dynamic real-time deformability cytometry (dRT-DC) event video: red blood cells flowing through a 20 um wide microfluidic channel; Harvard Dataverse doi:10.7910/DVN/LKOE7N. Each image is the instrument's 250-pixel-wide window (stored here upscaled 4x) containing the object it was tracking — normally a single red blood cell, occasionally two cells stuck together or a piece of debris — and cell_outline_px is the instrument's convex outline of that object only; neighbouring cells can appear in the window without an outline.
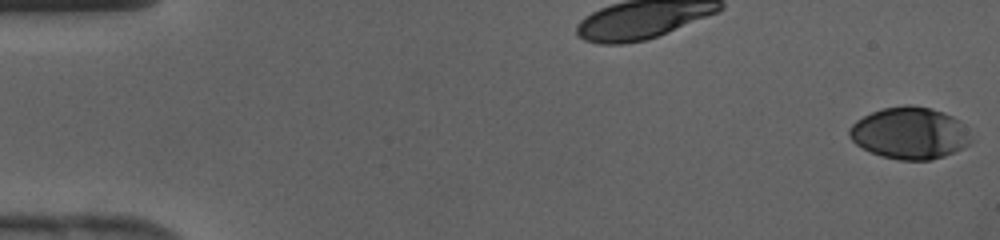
{"species": "human", "species_latin": "Homo sapiens", "temperature_condition": "cold", "stored_images_in_passage": 43, "camera_frame_rate_fps": 3000, "um_per_image_px": 0.085, "donor": {"sex": "female"}, "frame": {"image": 1, "passage_image": 1, "time_ms": 0.0, "image_size_px": [1000, 240], "cell_outline_px": [[972, 140], [964, 148], [944, 156], [932, 160], [900, 160], [880, 156], [856, 144], [848, 136], [848, 128], [856, 120], [872, 112], [884, 108], [904, 104], [912, 104], [932, 108], [944, 112], [960, 120], [964, 124]], "centroid_in_image_um": [77.34, 11.3], "position_along_channel_um": 7.7, "area_um2": 37.05}}
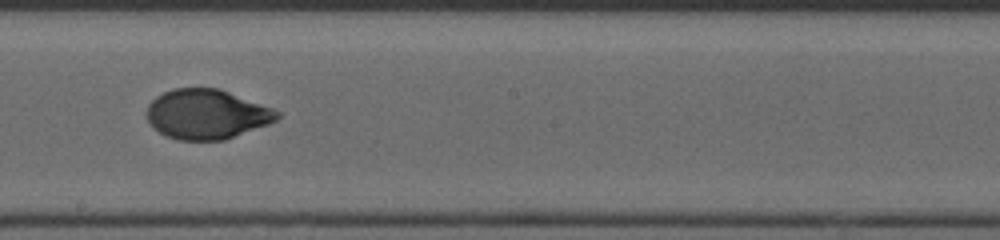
{"frame": {"image": 2, "passage_image": 25, "time_ms": 8.0, "image_size_px": [1000, 240], "cell_outline_px": [[280, 116], [276, 120], [268, 124], [224, 140], [180, 140], [168, 136], [152, 128], [148, 120], [148, 104], [156, 96], [172, 88], [220, 88], [272, 108], [280, 112]], "centroid_in_image_um": [17.56, 9.7], "position_along_channel_um": 230.6, "area_um2": 37.63}}
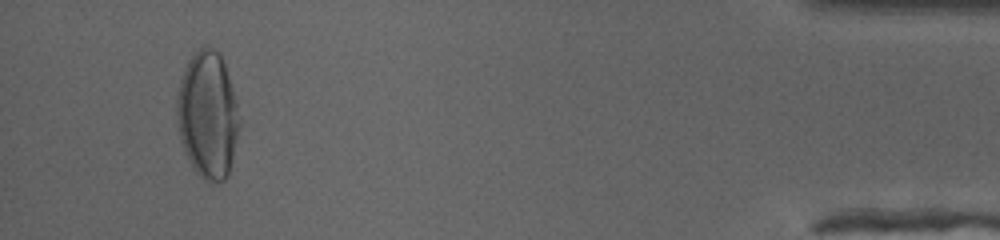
{"frame": {"image": 3, "passage_image": 41, "time_ms": 13.333, "image_size_px": [1000, 240], "cell_outline_px": [[240, 124], [228, 176], [224, 180], [204, 180], [196, 172], [188, 160], [184, 152], [180, 140], [176, 120], [176, 100], [180, 80], [188, 60], [204, 44], [208, 44], [220, 52], [228, 76], [236, 104], [240, 120]], "centroid_in_image_um": [17.63, 9.75], "position_along_channel_um": 417.6, "area_um2": 46.18}}